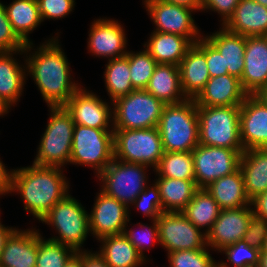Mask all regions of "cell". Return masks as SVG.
<instances>
[{
  "label": "cell",
  "instance_id": "484cf974",
  "mask_svg": "<svg viewBox=\"0 0 267 267\" xmlns=\"http://www.w3.org/2000/svg\"><path fill=\"white\" fill-rule=\"evenodd\" d=\"M239 168L250 200L267 191V148L244 150Z\"/></svg>",
  "mask_w": 267,
  "mask_h": 267
},
{
  "label": "cell",
  "instance_id": "30bf717a",
  "mask_svg": "<svg viewBox=\"0 0 267 267\" xmlns=\"http://www.w3.org/2000/svg\"><path fill=\"white\" fill-rule=\"evenodd\" d=\"M147 165L113 159L97 176L103 186L101 191L125 204L128 208L147 186Z\"/></svg>",
  "mask_w": 267,
  "mask_h": 267
},
{
  "label": "cell",
  "instance_id": "e0dca14e",
  "mask_svg": "<svg viewBox=\"0 0 267 267\" xmlns=\"http://www.w3.org/2000/svg\"><path fill=\"white\" fill-rule=\"evenodd\" d=\"M250 206L221 210L206 233V246L221 252L223 248L242 240L253 212Z\"/></svg>",
  "mask_w": 267,
  "mask_h": 267
},
{
  "label": "cell",
  "instance_id": "8d00e7d4",
  "mask_svg": "<svg viewBox=\"0 0 267 267\" xmlns=\"http://www.w3.org/2000/svg\"><path fill=\"white\" fill-rule=\"evenodd\" d=\"M129 59L130 79L135 90L146 89L158 63L145 49L126 54Z\"/></svg>",
  "mask_w": 267,
  "mask_h": 267
},
{
  "label": "cell",
  "instance_id": "9a60e30c",
  "mask_svg": "<svg viewBox=\"0 0 267 267\" xmlns=\"http://www.w3.org/2000/svg\"><path fill=\"white\" fill-rule=\"evenodd\" d=\"M64 107L70 113L74 125L97 129H111L113 127V124L109 125L110 122H113V109L102 99H99V96L86 91V89L80 87L69 98Z\"/></svg>",
  "mask_w": 267,
  "mask_h": 267
},
{
  "label": "cell",
  "instance_id": "8fae6325",
  "mask_svg": "<svg viewBox=\"0 0 267 267\" xmlns=\"http://www.w3.org/2000/svg\"><path fill=\"white\" fill-rule=\"evenodd\" d=\"M244 150L199 144L192 150L194 160L195 184L205 189L219 178L237 171Z\"/></svg>",
  "mask_w": 267,
  "mask_h": 267
},
{
  "label": "cell",
  "instance_id": "5bb4252c",
  "mask_svg": "<svg viewBox=\"0 0 267 267\" xmlns=\"http://www.w3.org/2000/svg\"><path fill=\"white\" fill-rule=\"evenodd\" d=\"M129 208L100 190L89 214L90 231L97 240L123 234L129 223Z\"/></svg>",
  "mask_w": 267,
  "mask_h": 267
},
{
  "label": "cell",
  "instance_id": "c3c4849f",
  "mask_svg": "<svg viewBox=\"0 0 267 267\" xmlns=\"http://www.w3.org/2000/svg\"><path fill=\"white\" fill-rule=\"evenodd\" d=\"M250 205L254 206L252 207L254 213L267 219V191L251 199Z\"/></svg>",
  "mask_w": 267,
  "mask_h": 267
},
{
  "label": "cell",
  "instance_id": "ffe728a7",
  "mask_svg": "<svg viewBox=\"0 0 267 267\" xmlns=\"http://www.w3.org/2000/svg\"><path fill=\"white\" fill-rule=\"evenodd\" d=\"M247 95L240 79L226 74L210 77L204 89L194 100L197 106H241Z\"/></svg>",
  "mask_w": 267,
  "mask_h": 267
},
{
  "label": "cell",
  "instance_id": "603a6c76",
  "mask_svg": "<svg viewBox=\"0 0 267 267\" xmlns=\"http://www.w3.org/2000/svg\"><path fill=\"white\" fill-rule=\"evenodd\" d=\"M180 84L187 99H195L210 79L206 55L193 44L178 65Z\"/></svg>",
  "mask_w": 267,
  "mask_h": 267
},
{
  "label": "cell",
  "instance_id": "9f6ffc18",
  "mask_svg": "<svg viewBox=\"0 0 267 267\" xmlns=\"http://www.w3.org/2000/svg\"><path fill=\"white\" fill-rule=\"evenodd\" d=\"M10 108L4 103V101L0 98V116L8 113Z\"/></svg>",
  "mask_w": 267,
  "mask_h": 267
},
{
  "label": "cell",
  "instance_id": "f35d334b",
  "mask_svg": "<svg viewBox=\"0 0 267 267\" xmlns=\"http://www.w3.org/2000/svg\"><path fill=\"white\" fill-rule=\"evenodd\" d=\"M221 251L234 267H258L260 251L251 247L246 241L240 240L223 248Z\"/></svg>",
  "mask_w": 267,
  "mask_h": 267
},
{
  "label": "cell",
  "instance_id": "11a10c76",
  "mask_svg": "<svg viewBox=\"0 0 267 267\" xmlns=\"http://www.w3.org/2000/svg\"><path fill=\"white\" fill-rule=\"evenodd\" d=\"M258 267H267V254L260 253Z\"/></svg>",
  "mask_w": 267,
  "mask_h": 267
},
{
  "label": "cell",
  "instance_id": "db71d44e",
  "mask_svg": "<svg viewBox=\"0 0 267 267\" xmlns=\"http://www.w3.org/2000/svg\"><path fill=\"white\" fill-rule=\"evenodd\" d=\"M267 105V86L256 94Z\"/></svg>",
  "mask_w": 267,
  "mask_h": 267
},
{
  "label": "cell",
  "instance_id": "ee69618b",
  "mask_svg": "<svg viewBox=\"0 0 267 267\" xmlns=\"http://www.w3.org/2000/svg\"><path fill=\"white\" fill-rule=\"evenodd\" d=\"M42 21L60 19L68 15L75 6V0H36Z\"/></svg>",
  "mask_w": 267,
  "mask_h": 267
},
{
  "label": "cell",
  "instance_id": "816d5d0a",
  "mask_svg": "<svg viewBox=\"0 0 267 267\" xmlns=\"http://www.w3.org/2000/svg\"><path fill=\"white\" fill-rule=\"evenodd\" d=\"M7 170L8 169H6V166L0 160V195L7 194Z\"/></svg>",
  "mask_w": 267,
  "mask_h": 267
},
{
  "label": "cell",
  "instance_id": "5b68a950",
  "mask_svg": "<svg viewBox=\"0 0 267 267\" xmlns=\"http://www.w3.org/2000/svg\"><path fill=\"white\" fill-rule=\"evenodd\" d=\"M50 111L33 165L61 168L70 162L75 125L64 106L50 107Z\"/></svg>",
  "mask_w": 267,
  "mask_h": 267
},
{
  "label": "cell",
  "instance_id": "7dc6e473",
  "mask_svg": "<svg viewBox=\"0 0 267 267\" xmlns=\"http://www.w3.org/2000/svg\"><path fill=\"white\" fill-rule=\"evenodd\" d=\"M82 267H110L99 252H82Z\"/></svg>",
  "mask_w": 267,
  "mask_h": 267
},
{
  "label": "cell",
  "instance_id": "f5cc1de1",
  "mask_svg": "<svg viewBox=\"0 0 267 267\" xmlns=\"http://www.w3.org/2000/svg\"><path fill=\"white\" fill-rule=\"evenodd\" d=\"M64 267H82V250L77 251Z\"/></svg>",
  "mask_w": 267,
  "mask_h": 267
},
{
  "label": "cell",
  "instance_id": "9c48e42d",
  "mask_svg": "<svg viewBox=\"0 0 267 267\" xmlns=\"http://www.w3.org/2000/svg\"><path fill=\"white\" fill-rule=\"evenodd\" d=\"M113 159V129L75 125L70 164L91 166L99 175Z\"/></svg>",
  "mask_w": 267,
  "mask_h": 267
},
{
  "label": "cell",
  "instance_id": "d590c367",
  "mask_svg": "<svg viewBox=\"0 0 267 267\" xmlns=\"http://www.w3.org/2000/svg\"><path fill=\"white\" fill-rule=\"evenodd\" d=\"M76 253L72 248L53 240H45L38 232V254L35 267H64Z\"/></svg>",
  "mask_w": 267,
  "mask_h": 267
},
{
  "label": "cell",
  "instance_id": "cb8c5ba5",
  "mask_svg": "<svg viewBox=\"0 0 267 267\" xmlns=\"http://www.w3.org/2000/svg\"><path fill=\"white\" fill-rule=\"evenodd\" d=\"M33 43L25 45L24 50H18L15 52H0V98L10 108L13 104H16L23 92V86L25 84L26 77V65L22 66L18 64L16 59L12 58V54H18L19 52H29L33 47ZM29 50V51H28ZM21 66V67H20Z\"/></svg>",
  "mask_w": 267,
  "mask_h": 267
},
{
  "label": "cell",
  "instance_id": "680465c9",
  "mask_svg": "<svg viewBox=\"0 0 267 267\" xmlns=\"http://www.w3.org/2000/svg\"><path fill=\"white\" fill-rule=\"evenodd\" d=\"M254 1L258 2L259 4H261V5L265 6V7H267V0H254Z\"/></svg>",
  "mask_w": 267,
  "mask_h": 267
},
{
  "label": "cell",
  "instance_id": "f907efd6",
  "mask_svg": "<svg viewBox=\"0 0 267 267\" xmlns=\"http://www.w3.org/2000/svg\"><path fill=\"white\" fill-rule=\"evenodd\" d=\"M16 228H12V227H5L4 225L1 224L0 221V256L1 253L3 251L4 245L6 243V240L8 238V236L15 230Z\"/></svg>",
  "mask_w": 267,
  "mask_h": 267
},
{
  "label": "cell",
  "instance_id": "7bdbcfd3",
  "mask_svg": "<svg viewBox=\"0 0 267 267\" xmlns=\"http://www.w3.org/2000/svg\"><path fill=\"white\" fill-rule=\"evenodd\" d=\"M267 238V219L252 212L248 228L243 236L251 247L262 250L265 239Z\"/></svg>",
  "mask_w": 267,
  "mask_h": 267
},
{
  "label": "cell",
  "instance_id": "6f0895ef",
  "mask_svg": "<svg viewBox=\"0 0 267 267\" xmlns=\"http://www.w3.org/2000/svg\"><path fill=\"white\" fill-rule=\"evenodd\" d=\"M260 253L267 254V238L265 239L264 246H263L262 250L260 251Z\"/></svg>",
  "mask_w": 267,
  "mask_h": 267
},
{
  "label": "cell",
  "instance_id": "74e56055",
  "mask_svg": "<svg viewBox=\"0 0 267 267\" xmlns=\"http://www.w3.org/2000/svg\"><path fill=\"white\" fill-rule=\"evenodd\" d=\"M207 247L200 250H179L168 253L170 267H218Z\"/></svg>",
  "mask_w": 267,
  "mask_h": 267
},
{
  "label": "cell",
  "instance_id": "4dcf8cb0",
  "mask_svg": "<svg viewBox=\"0 0 267 267\" xmlns=\"http://www.w3.org/2000/svg\"><path fill=\"white\" fill-rule=\"evenodd\" d=\"M99 241L102 247L98 252L110 267H139L146 262L123 234L107 236Z\"/></svg>",
  "mask_w": 267,
  "mask_h": 267
},
{
  "label": "cell",
  "instance_id": "e575fe53",
  "mask_svg": "<svg viewBox=\"0 0 267 267\" xmlns=\"http://www.w3.org/2000/svg\"><path fill=\"white\" fill-rule=\"evenodd\" d=\"M153 171L159 177L195 180L194 160L191 152H164Z\"/></svg>",
  "mask_w": 267,
  "mask_h": 267
},
{
  "label": "cell",
  "instance_id": "d6a6232c",
  "mask_svg": "<svg viewBox=\"0 0 267 267\" xmlns=\"http://www.w3.org/2000/svg\"><path fill=\"white\" fill-rule=\"evenodd\" d=\"M221 208L206 189H198L192 200L182 213L197 228L207 227L205 234L211 229L219 216Z\"/></svg>",
  "mask_w": 267,
  "mask_h": 267
},
{
  "label": "cell",
  "instance_id": "bcb514c9",
  "mask_svg": "<svg viewBox=\"0 0 267 267\" xmlns=\"http://www.w3.org/2000/svg\"><path fill=\"white\" fill-rule=\"evenodd\" d=\"M240 0H202L201 10L209 9L216 11L223 18L221 21L224 25L228 19L234 14L235 8Z\"/></svg>",
  "mask_w": 267,
  "mask_h": 267
},
{
  "label": "cell",
  "instance_id": "7c38bea8",
  "mask_svg": "<svg viewBox=\"0 0 267 267\" xmlns=\"http://www.w3.org/2000/svg\"><path fill=\"white\" fill-rule=\"evenodd\" d=\"M159 244L168 253L179 250H200L206 247L202 233L182 212H163L157 219Z\"/></svg>",
  "mask_w": 267,
  "mask_h": 267
},
{
  "label": "cell",
  "instance_id": "ac0fdd59",
  "mask_svg": "<svg viewBox=\"0 0 267 267\" xmlns=\"http://www.w3.org/2000/svg\"><path fill=\"white\" fill-rule=\"evenodd\" d=\"M240 83L248 95H256L267 86V36L246 37Z\"/></svg>",
  "mask_w": 267,
  "mask_h": 267
},
{
  "label": "cell",
  "instance_id": "52a82bcc",
  "mask_svg": "<svg viewBox=\"0 0 267 267\" xmlns=\"http://www.w3.org/2000/svg\"><path fill=\"white\" fill-rule=\"evenodd\" d=\"M111 105L114 107L112 129L157 127L166 106L146 89L133 90L111 102Z\"/></svg>",
  "mask_w": 267,
  "mask_h": 267
},
{
  "label": "cell",
  "instance_id": "f1b7e54d",
  "mask_svg": "<svg viewBox=\"0 0 267 267\" xmlns=\"http://www.w3.org/2000/svg\"><path fill=\"white\" fill-rule=\"evenodd\" d=\"M218 203L221 210L236 209L250 205L240 168L230 175L223 176L205 188Z\"/></svg>",
  "mask_w": 267,
  "mask_h": 267
},
{
  "label": "cell",
  "instance_id": "b9f144b4",
  "mask_svg": "<svg viewBox=\"0 0 267 267\" xmlns=\"http://www.w3.org/2000/svg\"><path fill=\"white\" fill-rule=\"evenodd\" d=\"M153 225L151 227L141 224L139 226L142 227V232H140V236L136 234L133 229H129V231L125 228L123 231V235L134 245L135 249L139 252V254L146 260L144 256V251L146 250V244L150 243V245H155L154 242L159 243V232L158 225L156 219H153ZM146 245V246H145Z\"/></svg>",
  "mask_w": 267,
  "mask_h": 267
},
{
  "label": "cell",
  "instance_id": "d6986e66",
  "mask_svg": "<svg viewBox=\"0 0 267 267\" xmlns=\"http://www.w3.org/2000/svg\"><path fill=\"white\" fill-rule=\"evenodd\" d=\"M88 49L93 55L108 60L126 56V36L122 25L115 20L97 19L90 27Z\"/></svg>",
  "mask_w": 267,
  "mask_h": 267
},
{
  "label": "cell",
  "instance_id": "4316f807",
  "mask_svg": "<svg viewBox=\"0 0 267 267\" xmlns=\"http://www.w3.org/2000/svg\"><path fill=\"white\" fill-rule=\"evenodd\" d=\"M146 90L165 105L187 99L181 88L179 67L173 64H158Z\"/></svg>",
  "mask_w": 267,
  "mask_h": 267
},
{
  "label": "cell",
  "instance_id": "ab89813d",
  "mask_svg": "<svg viewBox=\"0 0 267 267\" xmlns=\"http://www.w3.org/2000/svg\"><path fill=\"white\" fill-rule=\"evenodd\" d=\"M132 205L142 210V213L152 220L157 219L163 213V210L159 188L156 183L151 187L146 186L145 190L139 193Z\"/></svg>",
  "mask_w": 267,
  "mask_h": 267
},
{
  "label": "cell",
  "instance_id": "8992f818",
  "mask_svg": "<svg viewBox=\"0 0 267 267\" xmlns=\"http://www.w3.org/2000/svg\"><path fill=\"white\" fill-rule=\"evenodd\" d=\"M81 203L67 194L58 201L41 220L50 226H54L59 237L49 238L59 244L68 246L73 250L81 251V247L90 231L89 213Z\"/></svg>",
  "mask_w": 267,
  "mask_h": 267
},
{
  "label": "cell",
  "instance_id": "6da1fadb",
  "mask_svg": "<svg viewBox=\"0 0 267 267\" xmlns=\"http://www.w3.org/2000/svg\"><path fill=\"white\" fill-rule=\"evenodd\" d=\"M58 167L32 165L7 171L6 193L19 192L24 209L41 221L68 193L69 185Z\"/></svg>",
  "mask_w": 267,
  "mask_h": 267
},
{
  "label": "cell",
  "instance_id": "f546056e",
  "mask_svg": "<svg viewBox=\"0 0 267 267\" xmlns=\"http://www.w3.org/2000/svg\"><path fill=\"white\" fill-rule=\"evenodd\" d=\"M155 183L163 212H182L198 190L195 180L158 177Z\"/></svg>",
  "mask_w": 267,
  "mask_h": 267
},
{
  "label": "cell",
  "instance_id": "83f0119b",
  "mask_svg": "<svg viewBox=\"0 0 267 267\" xmlns=\"http://www.w3.org/2000/svg\"><path fill=\"white\" fill-rule=\"evenodd\" d=\"M193 43L187 38L176 34L153 31L147 44L149 54L158 64L178 66Z\"/></svg>",
  "mask_w": 267,
  "mask_h": 267
},
{
  "label": "cell",
  "instance_id": "44dd1931",
  "mask_svg": "<svg viewBox=\"0 0 267 267\" xmlns=\"http://www.w3.org/2000/svg\"><path fill=\"white\" fill-rule=\"evenodd\" d=\"M15 229L7 238L0 256V267H35L38 231Z\"/></svg>",
  "mask_w": 267,
  "mask_h": 267
},
{
  "label": "cell",
  "instance_id": "60d3db41",
  "mask_svg": "<svg viewBox=\"0 0 267 267\" xmlns=\"http://www.w3.org/2000/svg\"><path fill=\"white\" fill-rule=\"evenodd\" d=\"M25 43L13 31L5 5L0 2V52H15L25 49Z\"/></svg>",
  "mask_w": 267,
  "mask_h": 267
},
{
  "label": "cell",
  "instance_id": "4fadbf2b",
  "mask_svg": "<svg viewBox=\"0 0 267 267\" xmlns=\"http://www.w3.org/2000/svg\"><path fill=\"white\" fill-rule=\"evenodd\" d=\"M144 4L156 25L155 31L187 37L193 44L201 38L192 18L194 9L162 0H144Z\"/></svg>",
  "mask_w": 267,
  "mask_h": 267
},
{
  "label": "cell",
  "instance_id": "7a4b0ae2",
  "mask_svg": "<svg viewBox=\"0 0 267 267\" xmlns=\"http://www.w3.org/2000/svg\"><path fill=\"white\" fill-rule=\"evenodd\" d=\"M49 40L37 48L32 56H27L26 70L27 74L32 75L49 107L64 106L80 86L71 81L69 63L58 44V36Z\"/></svg>",
  "mask_w": 267,
  "mask_h": 267
},
{
  "label": "cell",
  "instance_id": "7402d4cb",
  "mask_svg": "<svg viewBox=\"0 0 267 267\" xmlns=\"http://www.w3.org/2000/svg\"><path fill=\"white\" fill-rule=\"evenodd\" d=\"M223 26L245 37L267 36V7L254 0H240Z\"/></svg>",
  "mask_w": 267,
  "mask_h": 267
},
{
  "label": "cell",
  "instance_id": "d4e9b609",
  "mask_svg": "<svg viewBox=\"0 0 267 267\" xmlns=\"http://www.w3.org/2000/svg\"><path fill=\"white\" fill-rule=\"evenodd\" d=\"M205 38L221 53L224 61V70L229 75L241 79L244 69V54L246 37L228 31L223 25L220 31Z\"/></svg>",
  "mask_w": 267,
  "mask_h": 267
},
{
  "label": "cell",
  "instance_id": "1f68e13d",
  "mask_svg": "<svg viewBox=\"0 0 267 267\" xmlns=\"http://www.w3.org/2000/svg\"><path fill=\"white\" fill-rule=\"evenodd\" d=\"M13 31L25 43H31L29 33L42 22L36 0H15L5 6Z\"/></svg>",
  "mask_w": 267,
  "mask_h": 267
},
{
  "label": "cell",
  "instance_id": "91938a15",
  "mask_svg": "<svg viewBox=\"0 0 267 267\" xmlns=\"http://www.w3.org/2000/svg\"><path fill=\"white\" fill-rule=\"evenodd\" d=\"M218 267H229V265H227V262H218Z\"/></svg>",
  "mask_w": 267,
  "mask_h": 267
},
{
  "label": "cell",
  "instance_id": "ba28073f",
  "mask_svg": "<svg viewBox=\"0 0 267 267\" xmlns=\"http://www.w3.org/2000/svg\"><path fill=\"white\" fill-rule=\"evenodd\" d=\"M114 158L155 169L164 148L157 127L149 129H113Z\"/></svg>",
  "mask_w": 267,
  "mask_h": 267
},
{
  "label": "cell",
  "instance_id": "3957f363",
  "mask_svg": "<svg viewBox=\"0 0 267 267\" xmlns=\"http://www.w3.org/2000/svg\"><path fill=\"white\" fill-rule=\"evenodd\" d=\"M165 152H192L199 145V123L194 99L166 105L157 126Z\"/></svg>",
  "mask_w": 267,
  "mask_h": 267
},
{
  "label": "cell",
  "instance_id": "277c9868",
  "mask_svg": "<svg viewBox=\"0 0 267 267\" xmlns=\"http://www.w3.org/2000/svg\"><path fill=\"white\" fill-rule=\"evenodd\" d=\"M199 144L244 150L240 140V106H197Z\"/></svg>",
  "mask_w": 267,
  "mask_h": 267
},
{
  "label": "cell",
  "instance_id": "836d02e7",
  "mask_svg": "<svg viewBox=\"0 0 267 267\" xmlns=\"http://www.w3.org/2000/svg\"><path fill=\"white\" fill-rule=\"evenodd\" d=\"M104 79L107 93L113 102L135 90L131 84L127 56L109 60L106 64Z\"/></svg>",
  "mask_w": 267,
  "mask_h": 267
},
{
  "label": "cell",
  "instance_id": "f6af8a7d",
  "mask_svg": "<svg viewBox=\"0 0 267 267\" xmlns=\"http://www.w3.org/2000/svg\"><path fill=\"white\" fill-rule=\"evenodd\" d=\"M195 44L206 55L210 77L229 74L228 70H224L223 56L205 37L202 36Z\"/></svg>",
  "mask_w": 267,
  "mask_h": 267
},
{
  "label": "cell",
  "instance_id": "681fc988",
  "mask_svg": "<svg viewBox=\"0 0 267 267\" xmlns=\"http://www.w3.org/2000/svg\"><path fill=\"white\" fill-rule=\"evenodd\" d=\"M164 2H169L177 5L186 6L188 8L196 10H201L202 0H162Z\"/></svg>",
  "mask_w": 267,
  "mask_h": 267
},
{
  "label": "cell",
  "instance_id": "2e32d148",
  "mask_svg": "<svg viewBox=\"0 0 267 267\" xmlns=\"http://www.w3.org/2000/svg\"><path fill=\"white\" fill-rule=\"evenodd\" d=\"M240 140L244 150L267 148V105L247 95L240 106Z\"/></svg>",
  "mask_w": 267,
  "mask_h": 267
}]
</instances>
